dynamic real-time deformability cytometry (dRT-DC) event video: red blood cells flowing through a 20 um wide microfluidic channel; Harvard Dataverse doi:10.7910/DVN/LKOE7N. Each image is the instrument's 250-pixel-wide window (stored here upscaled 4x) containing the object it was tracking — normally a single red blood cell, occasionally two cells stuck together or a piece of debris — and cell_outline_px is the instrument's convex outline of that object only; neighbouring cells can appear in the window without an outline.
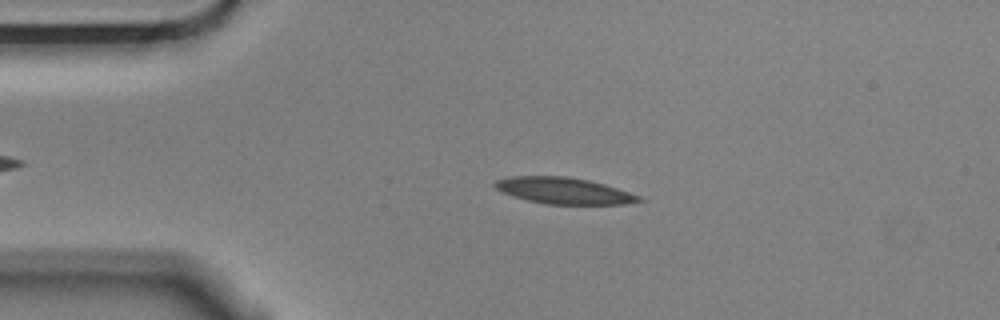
{"species": "Egyptian fruit bat (a non-hibernating species)", "species_latin": "Rousettus aegyptiacus", "temperature_condition": "cold", "stored_images_in_passage": 55, "camera_frame_rate_fps": 3000, "um_per_image_px": 0.085, "animal": {"sex": "male"}, "frame": {"image": 1, "passage_image": 11, "time_ms": 3.333, "image_size_px": [1000, 320], "cell_outline_px": [[644, 200], [624, 204], [544, 204], [512, 196], [496, 188], [492, 184], [496, 180], [512, 176], [568, 176], [588, 180], [604, 184], [640, 196]], "centroid_in_image_um": [47.9, 16.21], "position_along_channel_um": 37.1, "area_um2": 21.96}}
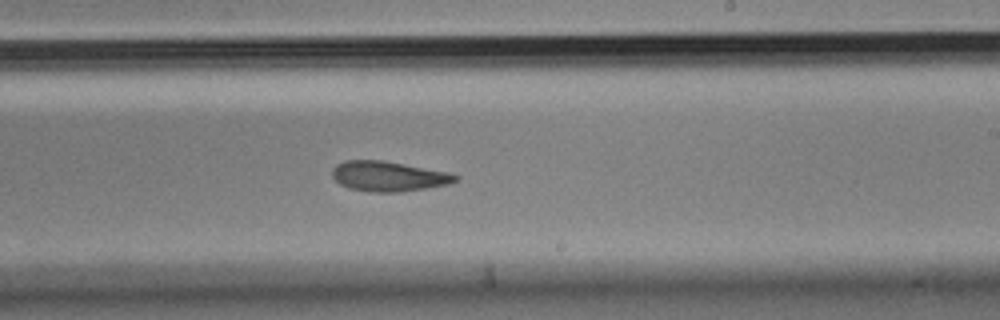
{"frame": {"image": 2, "passage_image": 32, "time_ms": 10.333, "image_size_px": [1000, 320], "cell_outline_px": [[460, 180], [448, 184], [400, 192], [372, 192], [348, 188], [340, 184], [332, 176], [332, 168], [336, 164], [344, 160], [384, 160], [448, 172], [460, 176]], "centroid_in_image_um": [33.01, 14.97], "position_along_channel_um": 256.0, "area_um2": 21.68}}
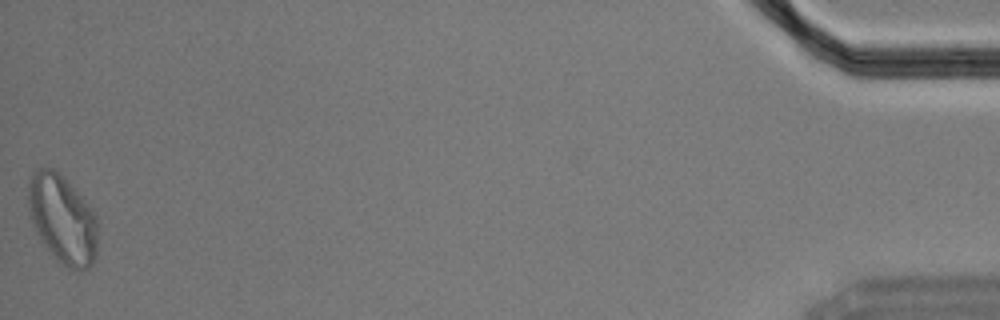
{"frame": {"image": 3, "passage_image": 55, "time_ms": 18.0, "image_size_px": [1000, 320], "cell_outline_px": [[96, 256], [92, 264], [88, 268], [76, 272], [56, 260], [52, 256], [40, 240], [36, 232], [28, 208], [28, 180], [32, 172], [40, 168], [52, 168], [80, 196], [96, 216]], "centroid_in_image_um": [5.28, 18.68], "position_along_channel_um": 429.9, "area_um2": 35.43}, "authors_computed_cell_mechanics": {"area_um2": 22.253, "velocity_mm_per_s": 3.5436, "shape_relaxation_time_tau1_ms": null, "shape_relaxation_time_tau2_ms": 2.6401, "deformation_change_tau1": null, "deformation_change_tau2": 0.0996}}